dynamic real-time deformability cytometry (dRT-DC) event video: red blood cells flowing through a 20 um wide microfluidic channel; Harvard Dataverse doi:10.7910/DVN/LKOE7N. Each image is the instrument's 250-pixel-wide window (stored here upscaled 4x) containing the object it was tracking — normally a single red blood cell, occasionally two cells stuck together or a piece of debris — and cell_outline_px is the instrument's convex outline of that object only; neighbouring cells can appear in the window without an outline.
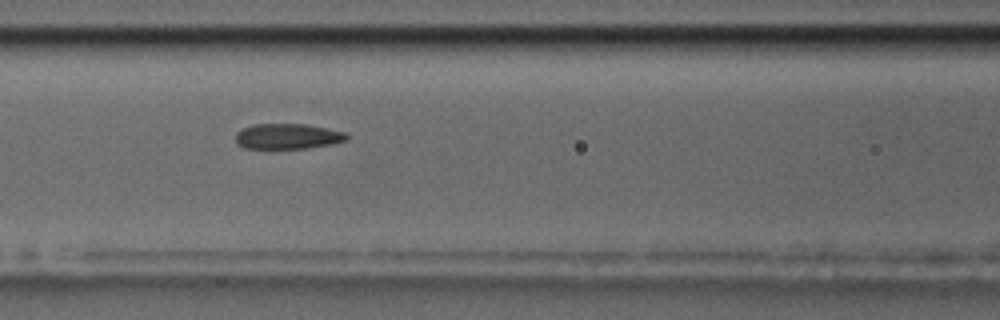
{"species": "common noctule bat (a hibernating species)", "species_latin": "Nyctalus noctula", "temperature_condition": "room temperature", "stored_images_in_passage": 10, "camera_frame_rate_fps": 3000, "um_per_image_px": 0.085, "animal": {"sex": "male", "body_mass_g": 17.5, "forearm_length_mm": 52.3}, "frame": {"image": 1, "passage_image": 9, "time_ms": 9.0, "image_size_px": [1000, 320], "cell_outline_px": [[348, 140], [332, 144], [308, 148], [244, 148], [236, 144], [236, 132], [252, 124], [304, 124], [344, 132], [348, 136]], "centroid_in_image_um": [24.43, 11.59], "position_along_channel_um": 142.2, "area_um2": 16.36}}
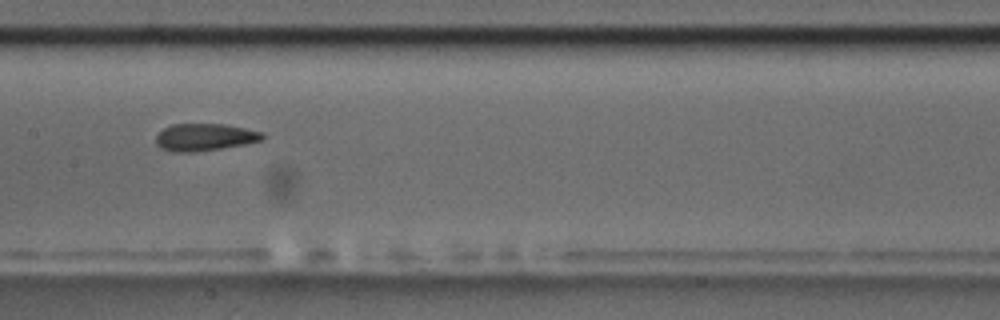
{"frame": {"image": 2, "passage_image": 10, "time_ms": 10.333, "image_size_px": [1000, 320], "cell_outline_px": [[264, 140], [244, 144], [220, 148], [192, 152], [172, 152], [160, 148], [156, 144], [156, 136], [164, 128], [172, 124], [224, 124], [264, 132]], "centroid_in_image_um": [17.39, 11.66], "position_along_channel_um": 190.0, "area_um2": 16.88}}